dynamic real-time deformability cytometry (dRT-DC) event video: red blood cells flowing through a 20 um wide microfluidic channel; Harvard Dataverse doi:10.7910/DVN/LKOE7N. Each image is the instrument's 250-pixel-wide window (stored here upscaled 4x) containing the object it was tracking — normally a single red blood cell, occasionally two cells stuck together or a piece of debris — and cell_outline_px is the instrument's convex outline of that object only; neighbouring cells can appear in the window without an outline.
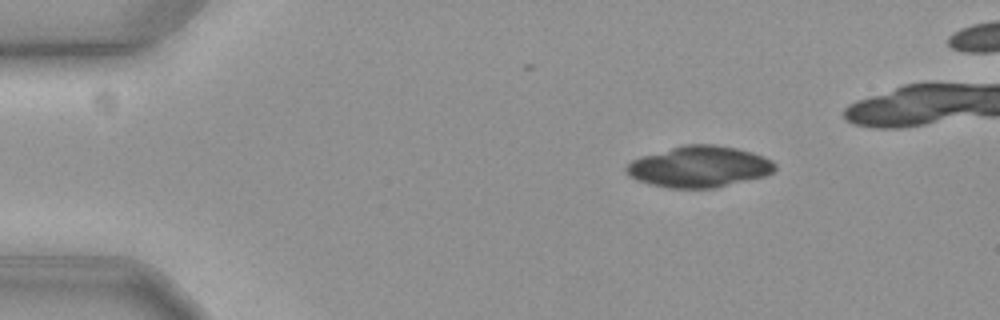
{"species": "common noctule bat (a hibernating species)", "species_latin": "Nyctalus noctula", "temperature_condition": "cold", "stored_images_in_passage": 36, "camera_frame_rate_fps": 3000, "um_per_image_px": 0.085, "animal": {"sex": "female", "body_mass_g": 19.3, "forearm_length_mm": 54.1}, "frame": {"image": 1, "passage_image": 1, "time_ms": 0.0, "image_size_px": [1000, 320], "cell_outline_px": [[776, 168], [772, 172], [764, 176], [716, 188], [668, 188], [648, 184], [636, 180], [628, 176], [624, 172], [624, 168], [632, 160], [640, 156], [684, 144], [716, 144], [736, 148], [752, 152], [764, 156], [772, 160], [776, 164]], "centroid_in_image_um": [59.4, 14.17], "position_along_channel_um": 25.6, "area_um2": 36.07}, "authors_computed_cell_mechanics": {"area_um2": 22.7443, "velocity_mm_per_s": 3.5945, "shape_relaxation_time_tau1_ms": 2.8459, "shape_relaxation_time_tau2_ms": null, "deformation_change_tau1": 0.0896, "deformation_change_tau2": null}}